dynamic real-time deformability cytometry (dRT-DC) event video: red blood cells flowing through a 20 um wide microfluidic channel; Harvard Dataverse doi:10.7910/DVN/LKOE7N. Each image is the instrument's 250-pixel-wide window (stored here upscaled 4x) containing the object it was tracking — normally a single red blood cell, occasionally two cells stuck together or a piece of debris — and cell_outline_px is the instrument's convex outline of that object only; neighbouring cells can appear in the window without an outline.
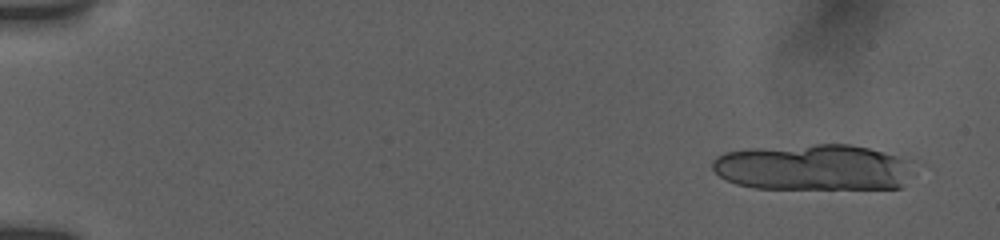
{"species": "human", "species_latin": "Homo sapiens", "temperature_condition": "room temperature", "stored_images_in_passage": 15, "camera_frame_rate_fps": 3000, "um_per_image_px": 0.085, "donor": {"sex": "female"}, "frame": {"image": 1, "passage_image": 2, "time_ms": 0.667, "image_size_px": [1000, 240], "cell_outline_px": [[904, 184], [900, 188], [752, 188], [736, 184], [720, 176], [712, 168], [712, 160], [716, 156], [724, 152], [748, 148], [816, 144], [852, 144], [868, 148], [896, 156], [904, 160]], "centroid_in_image_um": [68.94, 14.22], "position_along_channel_um": 16.1, "area_um2": 53.23}}